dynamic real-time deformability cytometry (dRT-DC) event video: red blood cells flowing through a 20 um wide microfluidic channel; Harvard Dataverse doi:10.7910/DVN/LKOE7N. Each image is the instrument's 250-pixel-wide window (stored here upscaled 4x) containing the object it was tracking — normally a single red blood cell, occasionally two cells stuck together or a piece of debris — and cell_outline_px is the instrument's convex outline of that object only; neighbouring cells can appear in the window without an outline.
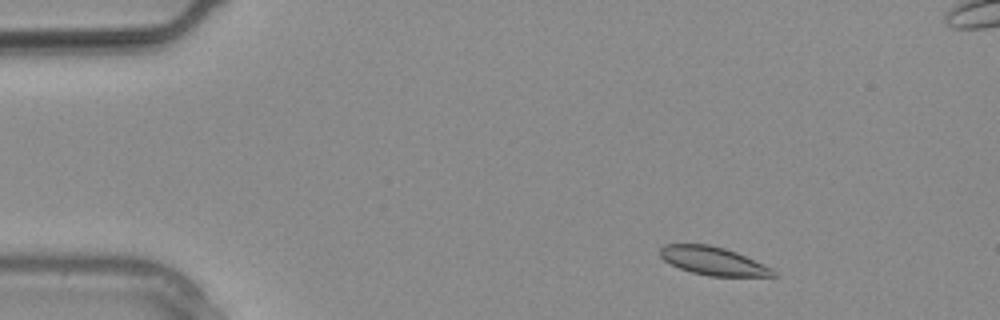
{"species": "common noctule bat (a hibernating species)", "species_latin": "Nyctalus noctula", "temperature_condition": "warm", "stored_images_in_passage": 9, "camera_frame_rate_fps": 3000, "um_per_image_px": 0.085, "animal": {"sex": "male", "body_mass_g": 20.4}, "frame": {"image": 1, "passage_image": 1, "time_ms": 0.0, "image_size_px": [1000, 320], "cell_outline_px": [[776, 276], [708, 276], [692, 272], [680, 268], [664, 260], [660, 256], [660, 248], [664, 244], [708, 244], [724, 248], [736, 252], [764, 264], [772, 268], [776, 272]], "centroid_in_image_um": [60.62, 22.18], "position_along_channel_um": 24.4, "area_um2": 18.5}}